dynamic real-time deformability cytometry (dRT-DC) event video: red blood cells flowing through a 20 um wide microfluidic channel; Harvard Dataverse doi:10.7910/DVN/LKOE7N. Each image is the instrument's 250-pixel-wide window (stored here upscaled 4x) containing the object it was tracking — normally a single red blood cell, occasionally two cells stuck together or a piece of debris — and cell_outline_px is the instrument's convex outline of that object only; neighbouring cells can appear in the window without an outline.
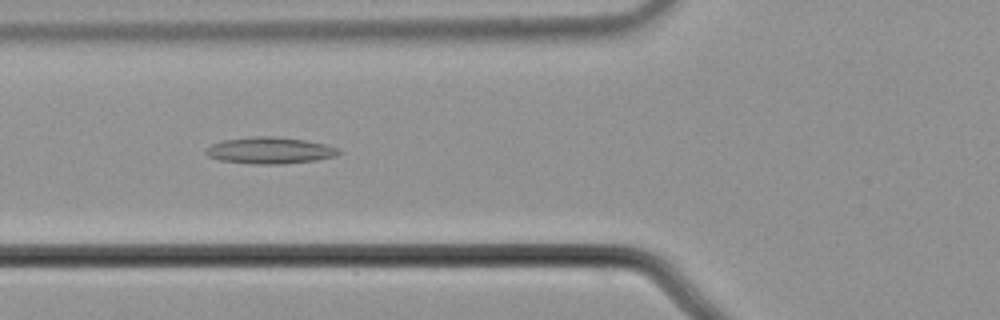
{"species": "common noctule bat (a hibernating species)", "species_latin": "Nyctalus noctula", "temperature_condition": "cold", "stored_images_in_passage": 44, "camera_frame_rate_fps": 3000, "um_per_image_px": 0.085, "animal": {"sex": "male", "body_mass_g": 21.5, "forearm_length_mm": 52.0}, "frame": {"image": 1, "passage_image": 13, "time_ms": 4.0, "image_size_px": [1000, 320], "cell_outline_px": [[344, 152], [336, 156], [316, 160], [284, 164], [252, 164], [220, 160], [208, 156], [204, 152], [212, 144], [224, 140], [252, 136], [276, 136], [304, 140], [324, 144], [340, 148]], "centroid_in_image_um": [22.98, 12.79], "position_along_channel_um": 102.8, "area_um2": 20.69}}
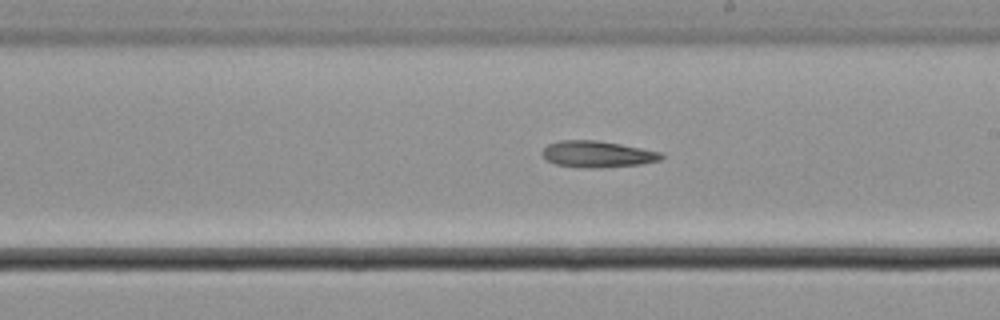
{"frame": {"image": 2, "passage_image": 24, "time_ms": 7.667, "image_size_px": [1000, 320], "cell_outline_px": [[664, 156], [660, 160], [640, 164], [604, 168], [580, 168], [556, 164], [548, 160], [540, 152], [548, 144], [560, 140], [596, 140], [620, 144], [660, 152]], "centroid_in_image_um": [50.75, 13.11], "position_along_channel_um": 238.2, "area_um2": 18.32}}
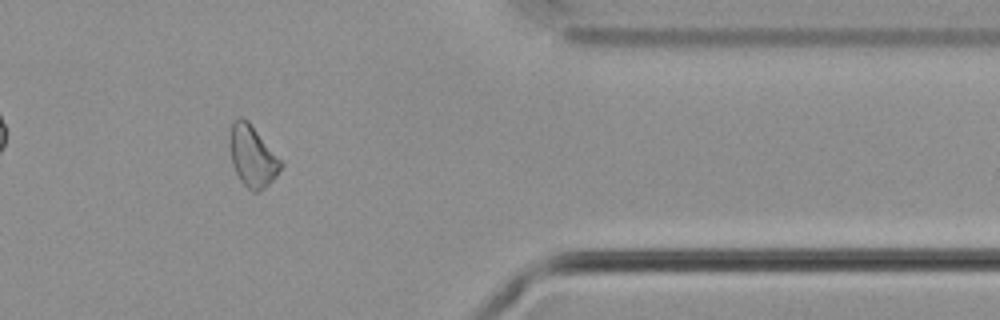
{"frame": {"image": 3, "passage_image": 38, "time_ms": 12.333, "image_size_px": [1000, 320], "cell_outline_px": [[284, 164], [276, 176], [264, 188], [256, 192], [252, 192], [240, 180], [232, 164], [228, 144], [228, 132], [232, 120], [240, 116], [244, 116], [248, 120]], "centroid_in_image_um": [21.4, 13.22], "position_along_channel_um": 390.0, "area_um2": 18.5}}